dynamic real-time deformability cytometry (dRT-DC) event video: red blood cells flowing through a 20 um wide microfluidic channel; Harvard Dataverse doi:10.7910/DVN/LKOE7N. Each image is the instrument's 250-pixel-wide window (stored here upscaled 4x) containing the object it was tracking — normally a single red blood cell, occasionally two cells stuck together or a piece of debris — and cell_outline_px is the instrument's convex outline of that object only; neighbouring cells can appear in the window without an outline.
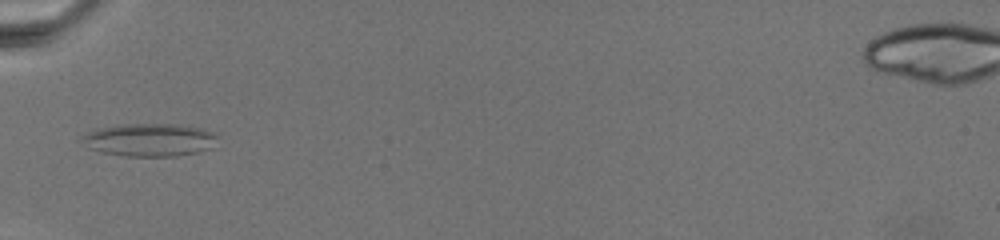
{"species": "common noctule bat (a hibernating species)", "species_latin": "Nyctalus noctula", "temperature_condition": "warm", "stored_images_in_passage": 3, "camera_frame_rate_fps": 3000, "um_per_image_px": 0.085, "animal": {"sex": "female", "body_mass_g": 19.5, "forearm_length_mm": 54.1}, "frame": {"image": 1, "passage_image": 1, "time_ms": 0.0, "image_size_px": [1000, 240], "cell_outline_px": [[216, 148], [200, 152], [176, 156], [124, 156], [100, 152], [88, 148], [80, 140], [80, 136], [88, 132], [100, 128], [120, 124], [184, 124], [216, 132]], "centroid_in_image_um": [12.75, 11.89], "position_along_channel_um": 72.2, "area_um2": 26.53}}